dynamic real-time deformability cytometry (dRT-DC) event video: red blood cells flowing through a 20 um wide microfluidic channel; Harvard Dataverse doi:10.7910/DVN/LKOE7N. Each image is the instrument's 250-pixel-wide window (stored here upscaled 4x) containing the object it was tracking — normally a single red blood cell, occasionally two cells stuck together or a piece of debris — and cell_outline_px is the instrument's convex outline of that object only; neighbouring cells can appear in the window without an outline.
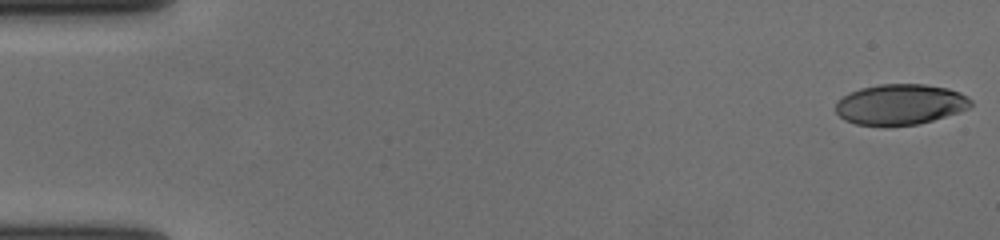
{"species": "human", "species_latin": "Homo sapiens", "temperature_condition": "cold", "stored_images_in_passage": 57, "camera_frame_rate_fps": 3000, "um_per_image_px": 0.085, "donor": {"sex": "female"}, "frame": {"image": 1, "passage_image": 1, "time_ms": 0.0, "image_size_px": [1000, 240], "cell_outline_px": [[972, 104], [968, 108], [960, 112], [920, 124], [884, 128], [856, 124], [844, 120], [836, 112], [836, 100], [860, 88], [880, 84], [924, 84], [948, 88], [960, 92], [968, 96], [972, 100]], "centroid_in_image_um": [76.52, 8.9], "position_along_channel_um": 8.5, "area_um2": 32.66}}
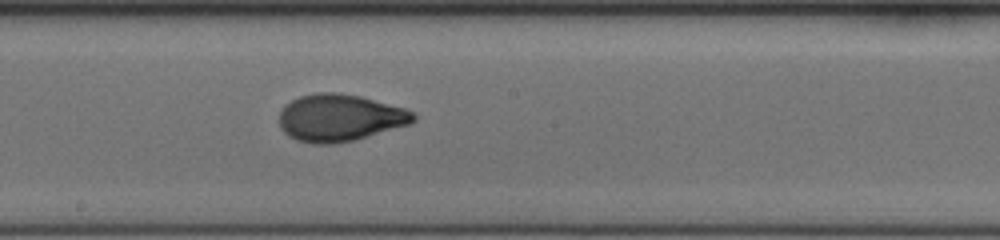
{"frame": {"image": 2, "passage_image": 32, "time_ms": 10.333, "image_size_px": [1000, 240], "cell_outline_px": [[416, 120], [408, 124], [352, 140], [332, 144], [312, 144], [296, 140], [288, 136], [280, 128], [280, 112], [284, 104], [300, 96], [316, 92], [340, 92], [360, 96], [404, 108], [412, 112], [416, 116]], "centroid_in_image_um": [28.82, 10.0], "position_along_channel_um": 219.4, "area_um2": 36.65}}
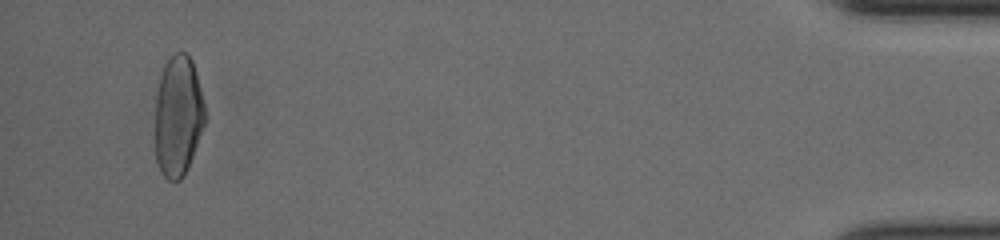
{"frame": {"image": 3, "passage_image": 55, "time_ms": 18.0, "image_size_px": [1000, 240], "cell_outline_px": [[204, 124], [192, 156], [184, 176], [180, 180], [168, 180], [160, 172], [156, 160], [156, 96], [160, 76], [164, 64], [176, 52], [184, 52], [192, 60], [204, 104]], "centroid_in_image_um": [15.12, 9.87], "position_along_channel_um": 420.1, "area_um2": 34.56}, "authors_computed_cell_mechanics": {"area_um2": 35.3736, "velocity_mm_per_s": 3.6404, "shape_relaxation_time_tau1_ms": 4.4128, "shape_relaxation_time_tau2_ms": 1.1315, "deformation_change_tau1": 0.2003, "deformation_change_tau2": 0.0566}}